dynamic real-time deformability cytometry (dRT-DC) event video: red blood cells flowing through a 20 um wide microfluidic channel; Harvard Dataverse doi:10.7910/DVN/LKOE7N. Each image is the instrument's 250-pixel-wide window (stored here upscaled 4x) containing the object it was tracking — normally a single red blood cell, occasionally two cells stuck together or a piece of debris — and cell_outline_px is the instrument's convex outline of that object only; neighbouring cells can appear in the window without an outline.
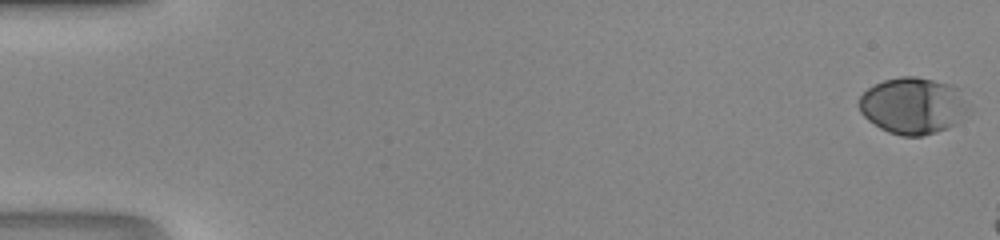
{"species": "human", "species_latin": "Homo sapiens", "temperature_condition": "room temperature", "stored_images_in_passage": 14, "camera_frame_rate_fps": 3000, "um_per_image_px": 0.085, "donor": {"sex": "male"}, "frame": {"image": 1, "passage_image": 1, "time_ms": 0.0, "image_size_px": [1000, 240], "cell_outline_px": [[968, 112], [956, 124], [948, 128], [936, 132], [920, 136], [900, 136], [888, 132], [880, 128], [868, 120], [860, 112], [856, 104], [860, 96], [868, 88], [884, 80], [900, 76], [916, 76], [948, 84], [956, 88], [968, 108]], "centroid_in_image_um": [77.54, 9.0], "position_along_channel_um": 7.5, "area_um2": 35.95}}